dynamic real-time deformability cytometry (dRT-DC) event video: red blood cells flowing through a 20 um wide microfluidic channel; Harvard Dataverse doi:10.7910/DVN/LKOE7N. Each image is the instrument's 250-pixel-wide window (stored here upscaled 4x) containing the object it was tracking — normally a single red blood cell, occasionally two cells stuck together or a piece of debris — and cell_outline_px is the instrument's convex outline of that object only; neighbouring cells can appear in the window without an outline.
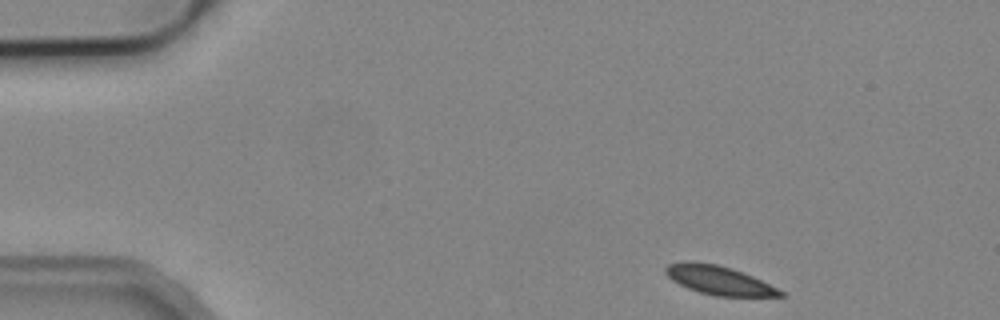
{"species": "common noctule bat (a hibernating species)", "species_latin": "Nyctalus noctula", "temperature_condition": "cold", "stored_images_in_passage": 4, "camera_frame_rate_fps": 3000, "um_per_image_px": 0.085, "animal": {"sex": "male", "body_mass_g": 19.2, "forearm_length_mm": 51.8}, "frame": {"image": 1, "passage_image": 1, "time_ms": 0.0, "image_size_px": [1000, 320], "cell_outline_px": [[784, 296], [716, 296], [700, 292], [688, 288], [672, 280], [664, 272], [664, 268], [668, 264], [688, 260], [716, 264], [732, 268], [752, 276], [784, 292]], "centroid_in_image_um": [61.06, 23.8], "position_along_channel_um": 23.9, "area_um2": 19.07}}
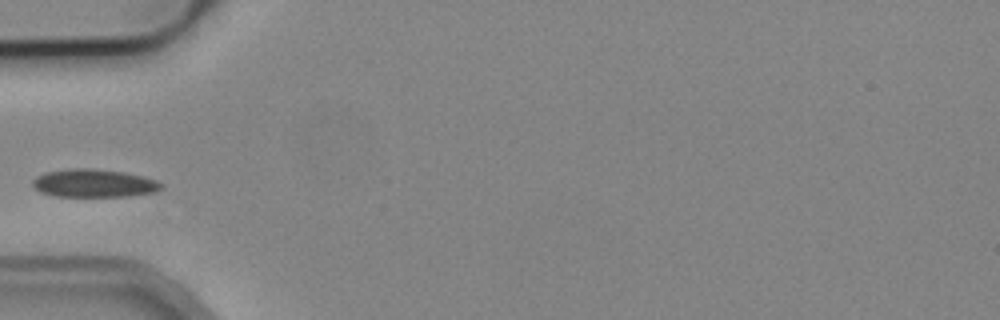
{"frame": {"image": 2, "passage_image": 4, "time_ms": 3.667, "image_size_px": [1000, 320], "cell_outline_px": [[164, 188], [156, 192], [128, 196], [56, 196], [40, 192], [32, 184], [32, 180], [36, 176], [44, 172], [72, 168], [92, 168], [124, 172], [144, 176], [156, 180], [164, 184]], "centroid_in_image_um": [8.02, 15.57], "position_along_channel_um": 77.0, "area_um2": 21.21}}